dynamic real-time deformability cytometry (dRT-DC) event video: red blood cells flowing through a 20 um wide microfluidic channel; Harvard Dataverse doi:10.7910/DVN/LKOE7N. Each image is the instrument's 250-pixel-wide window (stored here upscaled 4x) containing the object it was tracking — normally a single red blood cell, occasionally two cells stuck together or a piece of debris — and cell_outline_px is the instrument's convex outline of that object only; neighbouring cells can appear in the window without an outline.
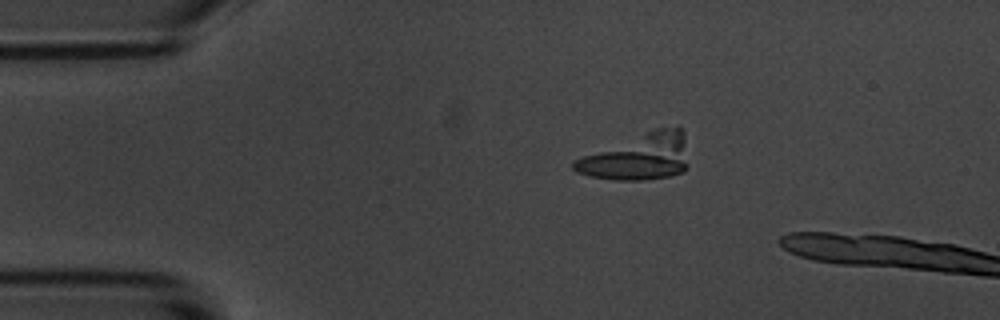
{"species": "common noctule bat (a hibernating species)", "species_latin": "Nyctalus noctula", "temperature_condition": "room temperature", "stored_images_in_passage": 4, "camera_frame_rate_fps": 3000, "um_per_image_px": 0.085, "animal": {"sex": "male", "body_mass_g": 20.1, "forearm_length_mm": 53.5}, "frame": {"image": 1, "passage_image": 3, "time_ms": 2.333, "image_size_px": [1000, 320], "cell_outline_px": [[688, 168], [684, 172], [668, 176], [644, 180], [616, 180], [592, 176], [576, 172], [572, 168], [572, 160], [656, 128], [680, 128], [684, 132], [688, 164]], "centroid_in_image_um": [54.26, 13.36], "position_along_channel_um": 30.7, "area_um2": 30.58}}